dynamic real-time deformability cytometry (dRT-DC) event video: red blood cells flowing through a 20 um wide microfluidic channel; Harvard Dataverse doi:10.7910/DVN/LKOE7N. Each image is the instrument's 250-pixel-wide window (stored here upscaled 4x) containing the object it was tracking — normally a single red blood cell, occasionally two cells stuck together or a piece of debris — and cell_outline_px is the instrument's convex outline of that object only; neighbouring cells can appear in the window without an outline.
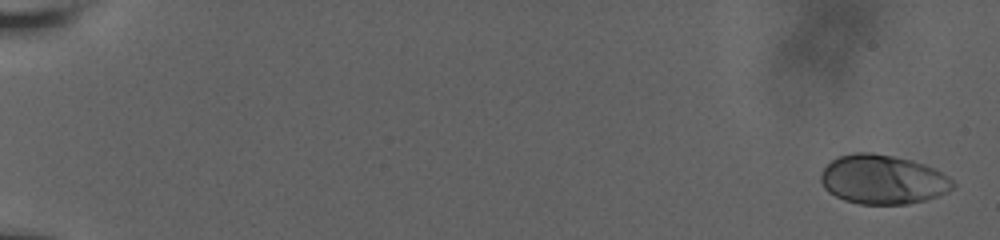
{"species": "human", "species_latin": "Homo sapiens", "temperature_condition": "room temperature", "stored_images_in_passage": 16, "camera_frame_rate_fps": 3000, "um_per_image_px": 0.085, "donor": {"sex": "male"}, "frame": {"image": 1, "passage_image": 1, "time_ms": 0.0, "image_size_px": [1000, 240], "cell_outline_px": [[956, 184], [948, 192], [924, 200], [908, 204], [860, 204], [844, 200], [828, 192], [824, 188], [820, 180], [820, 172], [832, 160], [840, 156], [852, 152], [872, 152], [912, 160], [924, 164], [948, 176]], "centroid_in_image_um": [75.01, 15.26], "position_along_channel_um": 10.0, "area_um2": 37.92}}
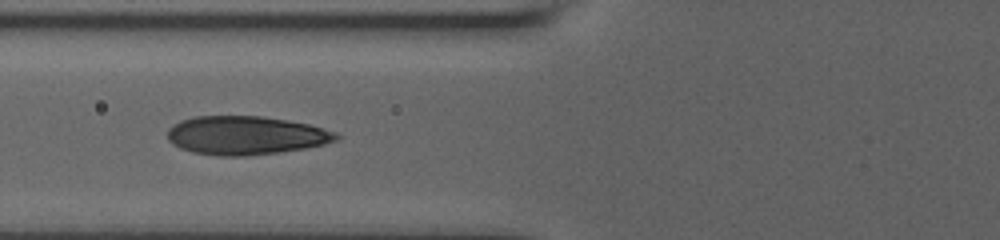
{"frame": {"image": 2, "passage_image": 12, "time_ms": 8.0, "image_size_px": [1000, 240], "cell_outline_px": [[340, 136], [336, 140], [324, 144], [304, 148], [276, 152], [244, 156], [220, 156], [192, 152], [180, 148], [172, 144], [168, 140], [168, 128], [180, 120], [196, 116], [264, 116], [288, 120], [308, 124], [324, 128], [336, 132]], "centroid_in_image_um": [20.87, 11.5], "position_along_channel_um": 104.9, "area_um2": 37.92}}
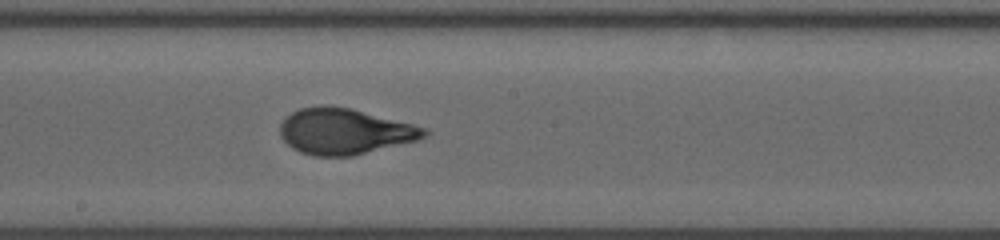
{"frame": {"image": 3, "passage_image": 16, "time_ms": 11.0, "image_size_px": [1000, 240], "cell_outline_px": [[432, 132], [416, 140], [352, 156], [312, 156], [300, 152], [292, 148], [280, 136], [280, 124], [284, 116], [300, 108], [352, 108], [428, 128]], "centroid_in_image_um": [29.29, 11.19], "position_along_channel_um": 218.9, "area_um2": 38.03}}